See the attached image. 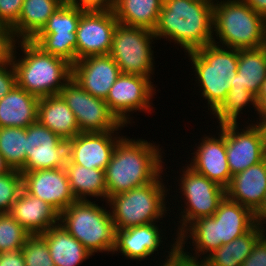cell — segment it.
Segmentation results:
<instances>
[{"instance_id":"1","label":"cell","mask_w":266,"mask_h":266,"mask_svg":"<svg viewBox=\"0 0 266 266\" xmlns=\"http://www.w3.org/2000/svg\"><path fill=\"white\" fill-rule=\"evenodd\" d=\"M255 225L254 213L249 208L225 196L213 216L194 220L177 236V248L187 258L204 260L221 245L243 236ZM188 238L192 240L189 243ZM185 244L194 246L195 252L186 251L189 245Z\"/></svg>"},{"instance_id":"2","label":"cell","mask_w":266,"mask_h":266,"mask_svg":"<svg viewBox=\"0 0 266 266\" xmlns=\"http://www.w3.org/2000/svg\"><path fill=\"white\" fill-rule=\"evenodd\" d=\"M159 146L145 139L126 136L117 142L104 171L107 201L115 194L146 185L165 174L162 157L165 155Z\"/></svg>"},{"instance_id":"3","label":"cell","mask_w":266,"mask_h":266,"mask_svg":"<svg viewBox=\"0 0 266 266\" xmlns=\"http://www.w3.org/2000/svg\"><path fill=\"white\" fill-rule=\"evenodd\" d=\"M214 0H163L153 31L161 38L190 52L211 44L213 35Z\"/></svg>"},{"instance_id":"4","label":"cell","mask_w":266,"mask_h":266,"mask_svg":"<svg viewBox=\"0 0 266 266\" xmlns=\"http://www.w3.org/2000/svg\"><path fill=\"white\" fill-rule=\"evenodd\" d=\"M15 44L11 61L17 85L39 98L59 95L72 78V64L64 58L43 52L32 41H15ZM17 47L24 54L21 57L16 55Z\"/></svg>"},{"instance_id":"5","label":"cell","mask_w":266,"mask_h":266,"mask_svg":"<svg viewBox=\"0 0 266 266\" xmlns=\"http://www.w3.org/2000/svg\"><path fill=\"white\" fill-rule=\"evenodd\" d=\"M213 35L212 43L226 48L264 47L265 18L242 0H214Z\"/></svg>"},{"instance_id":"6","label":"cell","mask_w":266,"mask_h":266,"mask_svg":"<svg viewBox=\"0 0 266 266\" xmlns=\"http://www.w3.org/2000/svg\"><path fill=\"white\" fill-rule=\"evenodd\" d=\"M200 86L201 97L207 100L210 114L226 98L238 68V49L214 43L187 52Z\"/></svg>"},{"instance_id":"7","label":"cell","mask_w":266,"mask_h":266,"mask_svg":"<svg viewBox=\"0 0 266 266\" xmlns=\"http://www.w3.org/2000/svg\"><path fill=\"white\" fill-rule=\"evenodd\" d=\"M162 175L146 185L115 194L108 199L106 203L109 205L115 230L157 223L167 216L170 209L166 206V197L170 190L164 184Z\"/></svg>"},{"instance_id":"8","label":"cell","mask_w":266,"mask_h":266,"mask_svg":"<svg viewBox=\"0 0 266 266\" xmlns=\"http://www.w3.org/2000/svg\"><path fill=\"white\" fill-rule=\"evenodd\" d=\"M59 224L93 256L115 248L116 230L110 209L95 201L77 200L60 213Z\"/></svg>"},{"instance_id":"9","label":"cell","mask_w":266,"mask_h":266,"mask_svg":"<svg viewBox=\"0 0 266 266\" xmlns=\"http://www.w3.org/2000/svg\"><path fill=\"white\" fill-rule=\"evenodd\" d=\"M157 40L153 31L117 24L109 55L123 74L149 77L154 73V51L152 42Z\"/></svg>"},{"instance_id":"10","label":"cell","mask_w":266,"mask_h":266,"mask_svg":"<svg viewBox=\"0 0 266 266\" xmlns=\"http://www.w3.org/2000/svg\"><path fill=\"white\" fill-rule=\"evenodd\" d=\"M178 178V188L183 196L184 206H179L178 229H174L177 237L191 222L201 217L213 216L220 202L225 198V188L195 172L191 167L182 166ZM180 180V181H179ZM179 181V182H178ZM181 208V209H180ZM183 208V209H182ZM181 216V217H180ZM181 218V219H180Z\"/></svg>"},{"instance_id":"11","label":"cell","mask_w":266,"mask_h":266,"mask_svg":"<svg viewBox=\"0 0 266 266\" xmlns=\"http://www.w3.org/2000/svg\"><path fill=\"white\" fill-rule=\"evenodd\" d=\"M84 11L65 1L49 17L42 30L31 40L43 52L76 62V31Z\"/></svg>"},{"instance_id":"12","label":"cell","mask_w":266,"mask_h":266,"mask_svg":"<svg viewBox=\"0 0 266 266\" xmlns=\"http://www.w3.org/2000/svg\"><path fill=\"white\" fill-rule=\"evenodd\" d=\"M59 95L74 113L80 132L120 131L127 127L109 110L105 100L89 94L72 78Z\"/></svg>"},{"instance_id":"13","label":"cell","mask_w":266,"mask_h":266,"mask_svg":"<svg viewBox=\"0 0 266 266\" xmlns=\"http://www.w3.org/2000/svg\"><path fill=\"white\" fill-rule=\"evenodd\" d=\"M155 91L154 83L149 77L121 73L112 85L105 102L116 118L122 124L128 125L134 120L131 117L134 111L152 113Z\"/></svg>"},{"instance_id":"14","label":"cell","mask_w":266,"mask_h":266,"mask_svg":"<svg viewBox=\"0 0 266 266\" xmlns=\"http://www.w3.org/2000/svg\"><path fill=\"white\" fill-rule=\"evenodd\" d=\"M26 162L20 172L65 168L68 161L67 140L38 120L26 128Z\"/></svg>"},{"instance_id":"15","label":"cell","mask_w":266,"mask_h":266,"mask_svg":"<svg viewBox=\"0 0 266 266\" xmlns=\"http://www.w3.org/2000/svg\"><path fill=\"white\" fill-rule=\"evenodd\" d=\"M248 122H245L248 125L245 124L243 129L239 126L240 123H226L227 162L232 176L266 157V143L261 126Z\"/></svg>"},{"instance_id":"16","label":"cell","mask_w":266,"mask_h":266,"mask_svg":"<svg viewBox=\"0 0 266 266\" xmlns=\"http://www.w3.org/2000/svg\"><path fill=\"white\" fill-rule=\"evenodd\" d=\"M118 20L113 11H84L76 31V61L109 55Z\"/></svg>"},{"instance_id":"17","label":"cell","mask_w":266,"mask_h":266,"mask_svg":"<svg viewBox=\"0 0 266 266\" xmlns=\"http://www.w3.org/2000/svg\"><path fill=\"white\" fill-rule=\"evenodd\" d=\"M217 137L204 135L187 165L195 172L206 176L226 188L232 178L226 153V124L219 125Z\"/></svg>"},{"instance_id":"18","label":"cell","mask_w":266,"mask_h":266,"mask_svg":"<svg viewBox=\"0 0 266 266\" xmlns=\"http://www.w3.org/2000/svg\"><path fill=\"white\" fill-rule=\"evenodd\" d=\"M22 173V188L54 207L59 213L76 200L65 168Z\"/></svg>"},{"instance_id":"19","label":"cell","mask_w":266,"mask_h":266,"mask_svg":"<svg viewBox=\"0 0 266 266\" xmlns=\"http://www.w3.org/2000/svg\"><path fill=\"white\" fill-rule=\"evenodd\" d=\"M119 133L118 131L79 133L67 141L68 160L89 169L105 171L117 142L123 137Z\"/></svg>"},{"instance_id":"20","label":"cell","mask_w":266,"mask_h":266,"mask_svg":"<svg viewBox=\"0 0 266 266\" xmlns=\"http://www.w3.org/2000/svg\"><path fill=\"white\" fill-rule=\"evenodd\" d=\"M120 74L110 55L88 56L72 65V79L89 94L103 100Z\"/></svg>"},{"instance_id":"21","label":"cell","mask_w":266,"mask_h":266,"mask_svg":"<svg viewBox=\"0 0 266 266\" xmlns=\"http://www.w3.org/2000/svg\"><path fill=\"white\" fill-rule=\"evenodd\" d=\"M162 231L156 223L116 230L113 254L121 253L129 260H139L140 262L147 260L148 256L155 254L154 252L159 254L160 246L164 245L162 236L165 235Z\"/></svg>"},{"instance_id":"22","label":"cell","mask_w":266,"mask_h":266,"mask_svg":"<svg viewBox=\"0 0 266 266\" xmlns=\"http://www.w3.org/2000/svg\"><path fill=\"white\" fill-rule=\"evenodd\" d=\"M9 213L30 235L42 234L59 224L60 213L49 203L32 196L23 188Z\"/></svg>"},{"instance_id":"23","label":"cell","mask_w":266,"mask_h":266,"mask_svg":"<svg viewBox=\"0 0 266 266\" xmlns=\"http://www.w3.org/2000/svg\"><path fill=\"white\" fill-rule=\"evenodd\" d=\"M226 197L249 208L253 213L266 194V157L257 164L232 176L225 188Z\"/></svg>"},{"instance_id":"24","label":"cell","mask_w":266,"mask_h":266,"mask_svg":"<svg viewBox=\"0 0 266 266\" xmlns=\"http://www.w3.org/2000/svg\"><path fill=\"white\" fill-rule=\"evenodd\" d=\"M39 99L16 84L0 100V127L27 128L36 122Z\"/></svg>"},{"instance_id":"25","label":"cell","mask_w":266,"mask_h":266,"mask_svg":"<svg viewBox=\"0 0 266 266\" xmlns=\"http://www.w3.org/2000/svg\"><path fill=\"white\" fill-rule=\"evenodd\" d=\"M37 120L67 141L81 133L74 113L60 95L39 99Z\"/></svg>"},{"instance_id":"26","label":"cell","mask_w":266,"mask_h":266,"mask_svg":"<svg viewBox=\"0 0 266 266\" xmlns=\"http://www.w3.org/2000/svg\"><path fill=\"white\" fill-rule=\"evenodd\" d=\"M46 241L54 266H79L93 256L61 224L40 234Z\"/></svg>"},{"instance_id":"27","label":"cell","mask_w":266,"mask_h":266,"mask_svg":"<svg viewBox=\"0 0 266 266\" xmlns=\"http://www.w3.org/2000/svg\"><path fill=\"white\" fill-rule=\"evenodd\" d=\"M266 79V47L238 50V68L230 90H248L256 97Z\"/></svg>"},{"instance_id":"28","label":"cell","mask_w":266,"mask_h":266,"mask_svg":"<svg viewBox=\"0 0 266 266\" xmlns=\"http://www.w3.org/2000/svg\"><path fill=\"white\" fill-rule=\"evenodd\" d=\"M66 0H24L18 22L11 28L16 41H31Z\"/></svg>"},{"instance_id":"29","label":"cell","mask_w":266,"mask_h":266,"mask_svg":"<svg viewBox=\"0 0 266 266\" xmlns=\"http://www.w3.org/2000/svg\"><path fill=\"white\" fill-rule=\"evenodd\" d=\"M163 0H115L114 14L119 24L154 31Z\"/></svg>"},{"instance_id":"30","label":"cell","mask_w":266,"mask_h":266,"mask_svg":"<svg viewBox=\"0 0 266 266\" xmlns=\"http://www.w3.org/2000/svg\"><path fill=\"white\" fill-rule=\"evenodd\" d=\"M65 169L71 191L76 200H89V197L90 199L95 197L104 199L107 202L104 170L89 169L79 164H73L69 160L66 163Z\"/></svg>"},{"instance_id":"31","label":"cell","mask_w":266,"mask_h":266,"mask_svg":"<svg viewBox=\"0 0 266 266\" xmlns=\"http://www.w3.org/2000/svg\"><path fill=\"white\" fill-rule=\"evenodd\" d=\"M266 232V229L256 224L243 236L221 245L209 254L203 261L207 266H241L252 252L255 242Z\"/></svg>"},{"instance_id":"32","label":"cell","mask_w":266,"mask_h":266,"mask_svg":"<svg viewBox=\"0 0 266 266\" xmlns=\"http://www.w3.org/2000/svg\"><path fill=\"white\" fill-rule=\"evenodd\" d=\"M26 128L0 127V153L11 169L21 170L26 162Z\"/></svg>"},{"instance_id":"33","label":"cell","mask_w":266,"mask_h":266,"mask_svg":"<svg viewBox=\"0 0 266 266\" xmlns=\"http://www.w3.org/2000/svg\"><path fill=\"white\" fill-rule=\"evenodd\" d=\"M249 104V105H248ZM253 105V109L257 111L256 96L248 90H229L226 98L220 103V105L211 113L213 118H217L216 121L219 125L226 123H238V118L244 107H250Z\"/></svg>"},{"instance_id":"34","label":"cell","mask_w":266,"mask_h":266,"mask_svg":"<svg viewBox=\"0 0 266 266\" xmlns=\"http://www.w3.org/2000/svg\"><path fill=\"white\" fill-rule=\"evenodd\" d=\"M29 236L10 213L0 214V253L21 249Z\"/></svg>"},{"instance_id":"35","label":"cell","mask_w":266,"mask_h":266,"mask_svg":"<svg viewBox=\"0 0 266 266\" xmlns=\"http://www.w3.org/2000/svg\"><path fill=\"white\" fill-rule=\"evenodd\" d=\"M26 266H54L45 239L40 235H30L21 248Z\"/></svg>"},{"instance_id":"36","label":"cell","mask_w":266,"mask_h":266,"mask_svg":"<svg viewBox=\"0 0 266 266\" xmlns=\"http://www.w3.org/2000/svg\"><path fill=\"white\" fill-rule=\"evenodd\" d=\"M22 190V173L12 169L0 175V214L9 213Z\"/></svg>"},{"instance_id":"37","label":"cell","mask_w":266,"mask_h":266,"mask_svg":"<svg viewBox=\"0 0 266 266\" xmlns=\"http://www.w3.org/2000/svg\"><path fill=\"white\" fill-rule=\"evenodd\" d=\"M24 0H0V23L12 28L20 17Z\"/></svg>"},{"instance_id":"38","label":"cell","mask_w":266,"mask_h":266,"mask_svg":"<svg viewBox=\"0 0 266 266\" xmlns=\"http://www.w3.org/2000/svg\"><path fill=\"white\" fill-rule=\"evenodd\" d=\"M16 84V72L10 59L7 63L0 65V100L8 94Z\"/></svg>"},{"instance_id":"39","label":"cell","mask_w":266,"mask_h":266,"mask_svg":"<svg viewBox=\"0 0 266 266\" xmlns=\"http://www.w3.org/2000/svg\"><path fill=\"white\" fill-rule=\"evenodd\" d=\"M241 266H266V232L255 242L252 252Z\"/></svg>"},{"instance_id":"40","label":"cell","mask_w":266,"mask_h":266,"mask_svg":"<svg viewBox=\"0 0 266 266\" xmlns=\"http://www.w3.org/2000/svg\"><path fill=\"white\" fill-rule=\"evenodd\" d=\"M15 41L11 29L2 25L0 27V65L11 59Z\"/></svg>"},{"instance_id":"41","label":"cell","mask_w":266,"mask_h":266,"mask_svg":"<svg viewBox=\"0 0 266 266\" xmlns=\"http://www.w3.org/2000/svg\"><path fill=\"white\" fill-rule=\"evenodd\" d=\"M83 11H114L115 0H66Z\"/></svg>"},{"instance_id":"42","label":"cell","mask_w":266,"mask_h":266,"mask_svg":"<svg viewBox=\"0 0 266 266\" xmlns=\"http://www.w3.org/2000/svg\"><path fill=\"white\" fill-rule=\"evenodd\" d=\"M0 266H26L22 250L0 253Z\"/></svg>"},{"instance_id":"43","label":"cell","mask_w":266,"mask_h":266,"mask_svg":"<svg viewBox=\"0 0 266 266\" xmlns=\"http://www.w3.org/2000/svg\"><path fill=\"white\" fill-rule=\"evenodd\" d=\"M170 262L174 266H207L203 260H194L187 258L178 249L173 253Z\"/></svg>"},{"instance_id":"44","label":"cell","mask_w":266,"mask_h":266,"mask_svg":"<svg viewBox=\"0 0 266 266\" xmlns=\"http://www.w3.org/2000/svg\"><path fill=\"white\" fill-rule=\"evenodd\" d=\"M254 219L256 224H259L261 227L266 229V194L264 195V199L260 207L254 212Z\"/></svg>"},{"instance_id":"45","label":"cell","mask_w":266,"mask_h":266,"mask_svg":"<svg viewBox=\"0 0 266 266\" xmlns=\"http://www.w3.org/2000/svg\"><path fill=\"white\" fill-rule=\"evenodd\" d=\"M250 8H252L257 14L263 16L266 19V0H242Z\"/></svg>"},{"instance_id":"46","label":"cell","mask_w":266,"mask_h":266,"mask_svg":"<svg viewBox=\"0 0 266 266\" xmlns=\"http://www.w3.org/2000/svg\"><path fill=\"white\" fill-rule=\"evenodd\" d=\"M257 101V114L259 118L257 121L253 120L254 124L261 125L266 120V97H256ZM259 119V122H258Z\"/></svg>"},{"instance_id":"47","label":"cell","mask_w":266,"mask_h":266,"mask_svg":"<svg viewBox=\"0 0 266 266\" xmlns=\"http://www.w3.org/2000/svg\"><path fill=\"white\" fill-rule=\"evenodd\" d=\"M172 239H173V243L170 244V247L169 250L170 251H164V256L166 257V259H164L162 262L160 261V265L157 264L158 266H174L171 262H170V258L171 256L173 255V253L178 249L177 248V237H174V238H171V242H172ZM168 252V255L165 254Z\"/></svg>"},{"instance_id":"48","label":"cell","mask_w":266,"mask_h":266,"mask_svg":"<svg viewBox=\"0 0 266 266\" xmlns=\"http://www.w3.org/2000/svg\"><path fill=\"white\" fill-rule=\"evenodd\" d=\"M12 169L6 163L5 159L3 158L2 154L0 153V175L6 174L7 172L11 171Z\"/></svg>"},{"instance_id":"49","label":"cell","mask_w":266,"mask_h":266,"mask_svg":"<svg viewBox=\"0 0 266 266\" xmlns=\"http://www.w3.org/2000/svg\"><path fill=\"white\" fill-rule=\"evenodd\" d=\"M257 97H266V79L265 81L263 82L262 86H261V89H260V92L259 94L257 95Z\"/></svg>"},{"instance_id":"50","label":"cell","mask_w":266,"mask_h":266,"mask_svg":"<svg viewBox=\"0 0 266 266\" xmlns=\"http://www.w3.org/2000/svg\"><path fill=\"white\" fill-rule=\"evenodd\" d=\"M264 134L265 143H266V120L260 125Z\"/></svg>"},{"instance_id":"51","label":"cell","mask_w":266,"mask_h":266,"mask_svg":"<svg viewBox=\"0 0 266 266\" xmlns=\"http://www.w3.org/2000/svg\"><path fill=\"white\" fill-rule=\"evenodd\" d=\"M264 46L266 47V19H265V43Z\"/></svg>"}]
</instances>
